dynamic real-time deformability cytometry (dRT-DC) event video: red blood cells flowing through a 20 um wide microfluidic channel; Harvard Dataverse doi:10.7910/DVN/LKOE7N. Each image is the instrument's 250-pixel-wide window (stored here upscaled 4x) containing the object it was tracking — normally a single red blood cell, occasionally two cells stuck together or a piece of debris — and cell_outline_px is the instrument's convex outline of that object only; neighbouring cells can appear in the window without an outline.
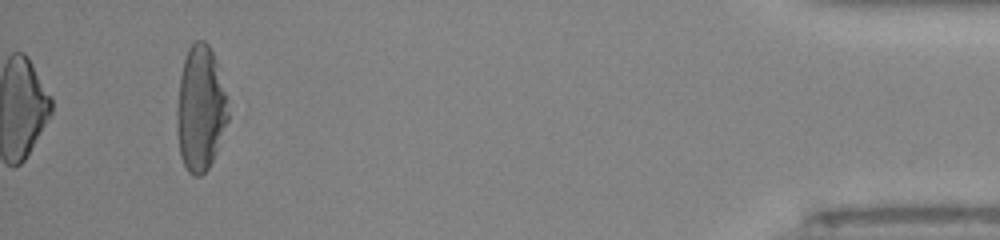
{"species": "human", "species_latin": "Homo sapiens", "temperature_condition": "room temperature", "stored_images_in_passage": 35, "camera_frame_rate_fps": 3000, "um_per_image_px": 0.085, "donor": {"sex": "male"}, "frame": {"image": 1, "passage_image": 35, "time_ms": 11.333, "image_size_px": [1000, 240], "cell_outline_px": [[228, 120], [216, 152], [208, 168], [200, 176], [192, 176], [188, 172], [180, 156], [176, 124], [176, 112], [180, 76], [184, 60], [188, 48], [196, 40], [204, 40], [208, 44], [216, 60], [224, 92], [228, 112]], "centroid_in_image_um": [17.01, 9.25], "position_along_channel_um": 418.2, "area_um2": 37.05}, "authors_computed_cell_mechanics": {"area_um2": 40.0554, "velocity_mm_per_s": 4.0898, "shape_relaxation_time_tau1_ms": null, "shape_relaxation_time_tau2_ms": 1.0716, "deformation_change_tau1": null, "deformation_change_tau2": 0.0984}}